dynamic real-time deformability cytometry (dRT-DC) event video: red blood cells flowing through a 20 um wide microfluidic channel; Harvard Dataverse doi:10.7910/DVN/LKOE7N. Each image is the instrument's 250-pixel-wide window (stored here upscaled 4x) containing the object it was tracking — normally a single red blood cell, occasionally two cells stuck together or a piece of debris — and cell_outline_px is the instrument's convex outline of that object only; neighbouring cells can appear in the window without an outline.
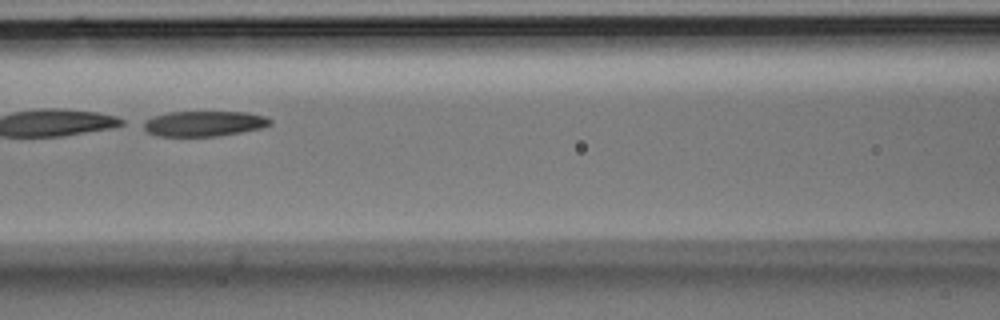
{"species": "Egyptian fruit bat (a non-hibernating species)", "species_latin": "Rousettus aegyptiacus", "temperature_condition": "room temperature", "stored_images_in_passage": 5, "camera_frame_rate_fps": 3000, "um_per_image_px": 0.085, "animal": {"sex": "male"}, "frame": {"image": 1, "passage_image": 5, "time_ms": 1.333, "image_size_px": [1000, 320], "cell_outline_px": [[272, 124], [264, 128], [220, 136], [160, 136], [148, 132], [136, 124], [152, 116], [168, 112], [248, 112], [264, 116], [272, 120]], "centroid_in_image_um": [17.3, 10.5], "position_along_channel_um": 149.3, "area_um2": 19.13}}